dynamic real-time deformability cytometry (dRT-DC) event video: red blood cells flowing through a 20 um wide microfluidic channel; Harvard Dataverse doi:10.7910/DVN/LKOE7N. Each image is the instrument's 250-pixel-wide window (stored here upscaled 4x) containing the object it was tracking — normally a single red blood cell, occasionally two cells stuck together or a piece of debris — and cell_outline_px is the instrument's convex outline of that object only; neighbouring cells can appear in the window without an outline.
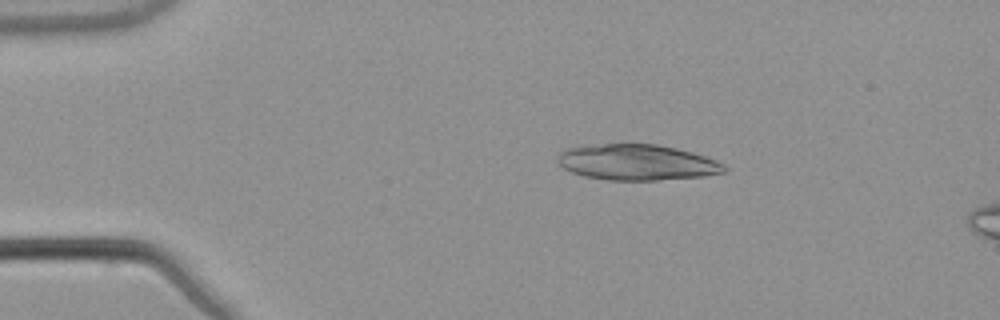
{"species": "common noctule bat (a hibernating species)", "species_latin": "Nyctalus noctula", "temperature_condition": "warm", "stored_images_in_passage": 16, "camera_frame_rate_fps": 3000, "um_per_image_px": 0.085, "animal": {"sex": "male", "body_mass_g": 21.5, "forearm_length_mm": 52.0}, "frame": {"image": 1, "passage_image": 10, "time_ms": 3.0, "image_size_px": [1000, 320], "cell_outline_px": [[728, 168], [724, 172], [704, 176], [656, 180], [608, 180], [584, 176], [572, 172], [556, 164], [556, 156], [560, 152], [568, 148], [604, 144], [656, 144], [676, 148], [692, 152], [716, 160], [724, 164]], "centroid_in_image_um": [54.13, 13.8], "position_along_channel_um": 30.9, "area_um2": 34.74}}